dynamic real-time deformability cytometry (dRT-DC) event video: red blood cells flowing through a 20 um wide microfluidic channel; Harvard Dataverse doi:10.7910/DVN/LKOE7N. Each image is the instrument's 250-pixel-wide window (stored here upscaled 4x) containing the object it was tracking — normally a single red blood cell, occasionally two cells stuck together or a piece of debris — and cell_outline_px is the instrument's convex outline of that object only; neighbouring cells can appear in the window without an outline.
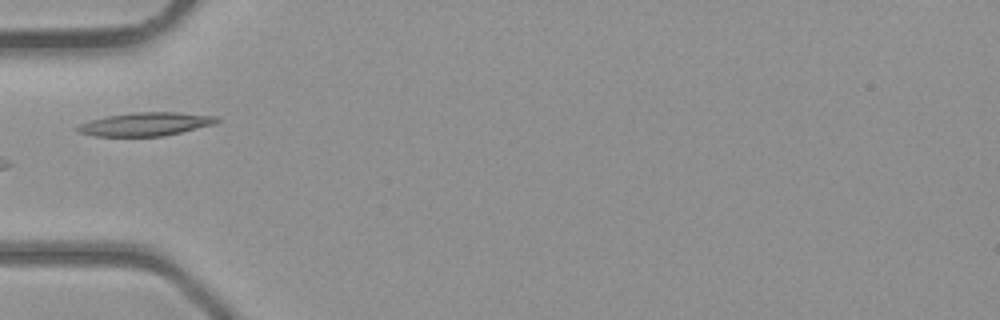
{"species": "common noctule bat (a hibernating species)", "species_latin": "Nyctalus noctula", "temperature_condition": "room temperature", "stored_images_in_passage": 3, "camera_frame_rate_fps": 3000, "um_per_image_px": 0.085, "animal": {"sex": "male", "body_mass_g": 23.1, "forearm_length_mm": 52.7}, "frame": {"image": 1, "passage_image": 3, "time_ms": 2.333, "image_size_px": [1000, 320], "cell_outline_px": [[220, 120], [216, 124], [164, 136], [96, 136], [80, 132], [76, 128], [80, 124], [92, 120], [108, 116], [136, 112], [180, 112], [220, 116]], "centroid_in_image_um": [12.49, 10.54], "position_along_channel_um": 72.5, "area_um2": 18.96}}